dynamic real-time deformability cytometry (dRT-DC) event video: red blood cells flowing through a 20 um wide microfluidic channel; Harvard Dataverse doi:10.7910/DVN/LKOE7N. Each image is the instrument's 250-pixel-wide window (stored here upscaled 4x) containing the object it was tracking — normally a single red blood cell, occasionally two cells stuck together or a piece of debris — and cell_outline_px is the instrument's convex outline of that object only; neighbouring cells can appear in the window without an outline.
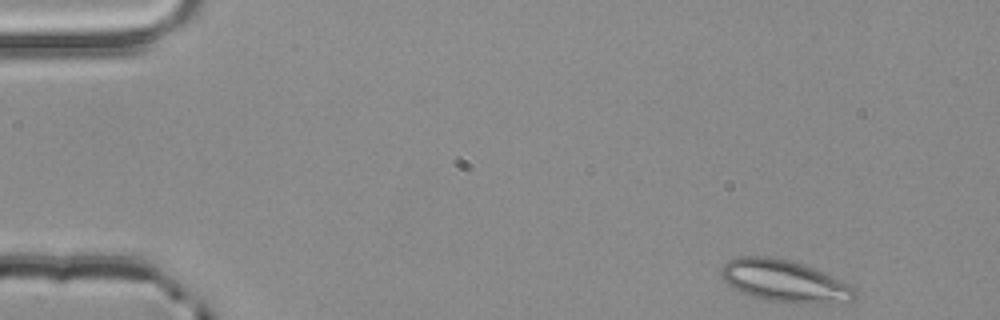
{"species": "common noctule bat (a hibernating species)", "species_latin": "Nyctalus noctula", "temperature_condition": "room temperature", "stored_images_in_passage": 50, "segment_of_instrument_passage": [1, 2], "camera_frame_rate_fps": 3000, "um_per_image_px": 0.085, "animal": {"sex": "male", "body_mass_g": 20.4}, "frame": {"image": 1, "passage_image": 1, "time_ms": 0.0, "image_size_px": [1000, 320], "cell_outline_px": [[856, 296], [852, 300], [824, 304], [788, 304], [764, 300], [752, 296], [732, 288], [720, 276], [720, 268], [728, 260], [740, 256], [768, 256], [792, 260], [804, 264], [824, 272], [856, 288]], "centroid_in_image_um": [66.67, 23.9], "position_along_channel_um": 18.3, "area_um2": 33.29}}